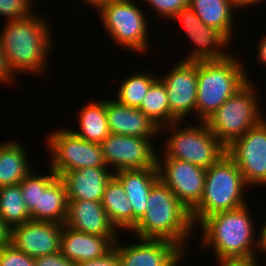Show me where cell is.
<instances>
[{"label":"cell","instance_id":"1","mask_svg":"<svg viewBox=\"0 0 266 266\" xmlns=\"http://www.w3.org/2000/svg\"><path fill=\"white\" fill-rule=\"evenodd\" d=\"M42 17L33 13L24 19L6 21L0 30V45L15 75L27 72L43 75L49 66L54 38L49 20Z\"/></svg>","mask_w":266,"mask_h":266},{"label":"cell","instance_id":"2","mask_svg":"<svg viewBox=\"0 0 266 266\" xmlns=\"http://www.w3.org/2000/svg\"><path fill=\"white\" fill-rule=\"evenodd\" d=\"M199 227L202 229L201 246L213 249L218 261L250 259L258 254L259 235L256 238V228L247 203L230 211L210 215Z\"/></svg>","mask_w":266,"mask_h":266},{"label":"cell","instance_id":"3","mask_svg":"<svg viewBox=\"0 0 266 266\" xmlns=\"http://www.w3.org/2000/svg\"><path fill=\"white\" fill-rule=\"evenodd\" d=\"M147 208L131 233L135 234L136 238L174 242L188 253L186 242L196 229L190 211L160 180L149 193Z\"/></svg>","mask_w":266,"mask_h":266},{"label":"cell","instance_id":"4","mask_svg":"<svg viewBox=\"0 0 266 266\" xmlns=\"http://www.w3.org/2000/svg\"><path fill=\"white\" fill-rule=\"evenodd\" d=\"M240 58L232 53L222 60L197 62V98L195 115L205 122L229 97L248 80Z\"/></svg>","mask_w":266,"mask_h":266},{"label":"cell","instance_id":"5","mask_svg":"<svg viewBox=\"0 0 266 266\" xmlns=\"http://www.w3.org/2000/svg\"><path fill=\"white\" fill-rule=\"evenodd\" d=\"M249 188L236 163L225 153L206 169L204 192L200 202L190 211L195 227L208 216L230 211L246 204Z\"/></svg>","mask_w":266,"mask_h":266},{"label":"cell","instance_id":"6","mask_svg":"<svg viewBox=\"0 0 266 266\" xmlns=\"http://www.w3.org/2000/svg\"><path fill=\"white\" fill-rule=\"evenodd\" d=\"M256 87L248 80L205 121L225 147L265 119Z\"/></svg>","mask_w":266,"mask_h":266},{"label":"cell","instance_id":"7","mask_svg":"<svg viewBox=\"0 0 266 266\" xmlns=\"http://www.w3.org/2000/svg\"><path fill=\"white\" fill-rule=\"evenodd\" d=\"M181 123L177 121L160 128V133H165L166 130L171 133L163 143L165 149L163 148L161 154L164 157L190 162L207 169L226 153V147L210 131L206 122L199 121L197 125L184 128Z\"/></svg>","mask_w":266,"mask_h":266},{"label":"cell","instance_id":"8","mask_svg":"<svg viewBox=\"0 0 266 266\" xmlns=\"http://www.w3.org/2000/svg\"><path fill=\"white\" fill-rule=\"evenodd\" d=\"M134 0H114L97 11L102 25L116 45L133 53L148 52L149 24L145 12Z\"/></svg>","mask_w":266,"mask_h":266},{"label":"cell","instance_id":"9","mask_svg":"<svg viewBox=\"0 0 266 266\" xmlns=\"http://www.w3.org/2000/svg\"><path fill=\"white\" fill-rule=\"evenodd\" d=\"M50 133L46 138L49 166L57 176L86 167H108L100 144L88 142L70 129L59 128Z\"/></svg>","mask_w":266,"mask_h":266},{"label":"cell","instance_id":"10","mask_svg":"<svg viewBox=\"0 0 266 266\" xmlns=\"http://www.w3.org/2000/svg\"><path fill=\"white\" fill-rule=\"evenodd\" d=\"M156 166L159 180L191 211L202 198L206 169L190 162L164 157L158 152Z\"/></svg>","mask_w":266,"mask_h":266},{"label":"cell","instance_id":"11","mask_svg":"<svg viewBox=\"0 0 266 266\" xmlns=\"http://www.w3.org/2000/svg\"><path fill=\"white\" fill-rule=\"evenodd\" d=\"M249 186H266V117L226 147Z\"/></svg>","mask_w":266,"mask_h":266},{"label":"cell","instance_id":"12","mask_svg":"<svg viewBox=\"0 0 266 266\" xmlns=\"http://www.w3.org/2000/svg\"><path fill=\"white\" fill-rule=\"evenodd\" d=\"M151 138L110 134L100 146L108 168L114 172L157 167V149Z\"/></svg>","mask_w":266,"mask_h":266},{"label":"cell","instance_id":"13","mask_svg":"<svg viewBox=\"0 0 266 266\" xmlns=\"http://www.w3.org/2000/svg\"><path fill=\"white\" fill-rule=\"evenodd\" d=\"M174 19L182 24L185 34L195 46L183 57L184 61L222 60L231 54L223 49L230 48L233 42L218 29L202 23L190 5L177 12Z\"/></svg>","mask_w":266,"mask_h":266},{"label":"cell","instance_id":"14","mask_svg":"<svg viewBox=\"0 0 266 266\" xmlns=\"http://www.w3.org/2000/svg\"><path fill=\"white\" fill-rule=\"evenodd\" d=\"M169 71V72H168ZM159 79L166 87L170 106V124L195 114L197 98V62L180 61ZM190 113V114H189Z\"/></svg>","mask_w":266,"mask_h":266},{"label":"cell","instance_id":"15","mask_svg":"<svg viewBox=\"0 0 266 266\" xmlns=\"http://www.w3.org/2000/svg\"><path fill=\"white\" fill-rule=\"evenodd\" d=\"M125 245L118 237L114 248L121 266H179L185 252L174 242L163 239H141ZM120 242V243H119Z\"/></svg>","mask_w":266,"mask_h":266},{"label":"cell","instance_id":"16","mask_svg":"<svg viewBox=\"0 0 266 266\" xmlns=\"http://www.w3.org/2000/svg\"><path fill=\"white\" fill-rule=\"evenodd\" d=\"M63 224L29 220L11 228V244L36 258L60 252Z\"/></svg>","mask_w":266,"mask_h":266},{"label":"cell","instance_id":"17","mask_svg":"<svg viewBox=\"0 0 266 266\" xmlns=\"http://www.w3.org/2000/svg\"><path fill=\"white\" fill-rule=\"evenodd\" d=\"M106 116L111 134L129 135L154 140L160 136V127L138 108L106 99Z\"/></svg>","mask_w":266,"mask_h":266},{"label":"cell","instance_id":"18","mask_svg":"<svg viewBox=\"0 0 266 266\" xmlns=\"http://www.w3.org/2000/svg\"><path fill=\"white\" fill-rule=\"evenodd\" d=\"M118 237L120 236L91 235L63 224L60 252L75 264L98 259L114 248Z\"/></svg>","mask_w":266,"mask_h":266},{"label":"cell","instance_id":"19","mask_svg":"<svg viewBox=\"0 0 266 266\" xmlns=\"http://www.w3.org/2000/svg\"><path fill=\"white\" fill-rule=\"evenodd\" d=\"M64 225L91 235L119 236V232L109 221L101 202L68 200Z\"/></svg>","mask_w":266,"mask_h":266},{"label":"cell","instance_id":"20","mask_svg":"<svg viewBox=\"0 0 266 266\" xmlns=\"http://www.w3.org/2000/svg\"><path fill=\"white\" fill-rule=\"evenodd\" d=\"M108 167H86L68 171L60 178L67 189L68 200L101 202L107 182L114 175Z\"/></svg>","mask_w":266,"mask_h":266},{"label":"cell","instance_id":"21","mask_svg":"<svg viewBox=\"0 0 266 266\" xmlns=\"http://www.w3.org/2000/svg\"><path fill=\"white\" fill-rule=\"evenodd\" d=\"M121 182L125 194L133 210V229L144 216L147 208L149 193L159 181L157 167L144 169L121 170L114 172Z\"/></svg>","mask_w":266,"mask_h":266},{"label":"cell","instance_id":"22","mask_svg":"<svg viewBox=\"0 0 266 266\" xmlns=\"http://www.w3.org/2000/svg\"><path fill=\"white\" fill-rule=\"evenodd\" d=\"M68 197L64 181L56 176L46 187H39L38 206L29 213L31 220L64 224Z\"/></svg>","mask_w":266,"mask_h":266},{"label":"cell","instance_id":"23","mask_svg":"<svg viewBox=\"0 0 266 266\" xmlns=\"http://www.w3.org/2000/svg\"><path fill=\"white\" fill-rule=\"evenodd\" d=\"M190 7L202 23L218 29L231 42L234 41V11L241 10L235 0H190Z\"/></svg>","mask_w":266,"mask_h":266},{"label":"cell","instance_id":"24","mask_svg":"<svg viewBox=\"0 0 266 266\" xmlns=\"http://www.w3.org/2000/svg\"><path fill=\"white\" fill-rule=\"evenodd\" d=\"M28 154L14 139L0 143V187L17 185L33 171Z\"/></svg>","mask_w":266,"mask_h":266},{"label":"cell","instance_id":"25","mask_svg":"<svg viewBox=\"0 0 266 266\" xmlns=\"http://www.w3.org/2000/svg\"><path fill=\"white\" fill-rule=\"evenodd\" d=\"M101 204L117 231L133 230V210L121 182L113 175L107 182Z\"/></svg>","mask_w":266,"mask_h":266},{"label":"cell","instance_id":"26","mask_svg":"<svg viewBox=\"0 0 266 266\" xmlns=\"http://www.w3.org/2000/svg\"><path fill=\"white\" fill-rule=\"evenodd\" d=\"M80 109L78 110L79 131H71L88 142L100 144L111 134L106 116V98L105 100L95 99Z\"/></svg>","mask_w":266,"mask_h":266},{"label":"cell","instance_id":"27","mask_svg":"<svg viewBox=\"0 0 266 266\" xmlns=\"http://www.w3.org/2000/svg\"><path fill=\"white\" fill-rule=\"evenodd\" d=\"M153 70L148 71L147 73L136 72L132 73L131 76L125 77L121 85L117 87L116 101L120 104L132 107L139 108L143 98L150 89L151 85L158 79V75H155Z\"/></svg>","mask_w":266,"mask_h":266},{"label":"cell","instance_id":"28","mask_svg":"<svg viewBox=\"0 0 266 266\" xmlns=\"http://www.w3.org/2000/svg\"><path fill=\"white\" fill-rule=\"evenodd\" d=\"M0 217L10 228L31 220L20 184L0 187Z\"/></svg>","mask_w":266,"mask_h":266},{"label":"cell","instance_id":"29","mask_svg":"<svg viewBox=\"0 0 266 266\" xmlns=\"http://www.w3.org/2000/svg\"><path fill=\"white\" fill-rule=\"evenodd\" d=\"M138 109L160 128L170 125V106L166 87L159 78L151 85Z\"/></svg>","mask_w":266,"mask_h":266},{"label":"cell","instance_id":"30","mask_svg":"<svg viewBox=\"0 0 266 266\" xmlns=\"http://www.w3.org/2000/svg\"><path fill=\"white\" fill-rule=\"evenodd\" d=\"M48 169V175H39V173L35 175L34 171H31L19 183L23 200L29 212L38 206L39 187H46L57 176L50 167Z\"/></svg>","mask_w":266,"mask_h":266},{"label":"cell","instance_id":"31","mask_svg":"<svg viewBox=\"0 0 266 266\" xmlns=\"http://www.w3.org/2000/svg\"><path fill=\"white\" fill-rule=\"evenodd\" d=\"M35 0H0V16L6 21L20 20L33 14Z\"/></svg>","mask_w":266,"mask_h":266},{"label":"cell","instance_id":"32","mask_svg":"<svg viewBox=\"0 0 266 266\" xmlns=\"http://www.w3.org/2000/svg\"><path fill=\"white\" fill-rule=\"evenodd\" d=\"M0 266H35L34 258L12 244L0 249Z\"/></svg>","mask_w":266,"mask_h":266},{"label":"cell","instance_id":"33","mask_svg":"<svg viewBox=\"0 0 266 266\" xmlns=\"http://www.w3.org/2000/svg\"><path fill=\"white\" fill-rule=\"evenodd\" d=\"M148 3L157 15L165 17L166 19H172L177 12L182 8L190 5V0H143Z\"/></svg>","mask_w":266,"mask_h":266},{"label":"cell","instance_id":"34","mask_svg":"<svg viewBox=\"0 0 266 266\" xmlns=\"http://www.w3.org/2000/svg\"><path fill=\"white\" fill-rule=\"evenodd\" d=\"M34 263L35 266H77V264L64 257L61 252L36 257Z\"/></svg>","mask_w":266,"mask_h":266},{"label":"cell","instance_id":"35","mask_svg":"<svg viewBox=\"0 0 266 266\" xmlns=\"http://www.w3.org/2000/svg\"><path fill=\"white\" fill-rule=\"evenodd\" d=\"M77 266H121V261L118 256V251L113 248L104 257L80 262Z\"/></svg>","mask_w":266,"mask_h":266},{"label":"cell","instance_id":"36","mask_svg":"<svg viewBox=\"0 0 266 266\" xmlns=\"http://www.w3.org/2000/svg\"><path fill=\"white\" fill-rule=\"evenodd\" d=\"M17 76L12 72L8 65L7 58L4 56V52L2 50V46L0 45V84L1 82L5 83H13L16 82Z\"/></svg>","mask_w":266,"mask_h":266},{"label":"cell","instance_id":"37","mask_svg":"<svg viewBox=\"0 0 266 266\" xmlns=\"http://www.w3.org/2000/svg\"><path fill=\"white\" fill-rule=\"evenodd\" d=\"M217 264L218 266H260L261 265L256 257L250 259H234V260H219V261L217 260Z\"/></svg>","mask_w":266,"mask_h":266},{"label":"cell","instance_id":"38","mask_svg":"<svg viewBox=\"0 0 266 266\" xmlns=\"http://www.w3.org/2000/svg\"><path fill=\"white\" fill-rule=\"evenodd\" d=\"M11 244V228L0 217V249Z\"/></svg>","mask_w":266,"mask_h":266},{"label":"cell","instance_id":"39","mask_svg":"<svg viewBox=\"0 0 266 266\" xmlns=\"http://www.w3.org/2000/svg\"><path fill=\"white\" fill-rule=\"evenodd\" d=\"M258 49L256 51V58L259 61V64H264L266 67V35L260 37V41H258Z\"/></svg>","mask_w":266,"mask_h":266},{"label":"cell","instance_id":"40","mask_svg":"<svg viewBox=\"0 0 266 266\" xmlns=\"http://www.w3.org/2000/svg\"><path fill=\"white\" fill-rule=\"evenodd\" d=\"M259 252L266 254V222L259 229Z\"/></svg>","mask_w":266,"mask_h":266},{"label":"cell","instance_id":"41","mask_svg":"<svg viewBox=\"0 0 266 266\" xmlns=\"http://www.w3.org/2000/svg\"><path fill=\"white\" fill-rule=\"evenodd\" d=\"M235 1H236L238 8L246 9L247 7H252L253 5H256L257 3L260 4V2H264L265 0H235Z\"/></svg>","mask_w":266,"mask_h":266},{"label":"cell","instance_id":"42","mask_svg":"<svg viewBox=\"0 0 266 266\" xmlns=\"http://www.w3.org/2000/svg\"><path fill=\"white\" fill-rule=\"evenodd\" d=\"M114 0H83L86 4L90 5V7H94V9H99L102 5L108 4ZM92 5V6H91Z\"/></svg>","mask_w":266,"mask_h":266}]
</instances>
